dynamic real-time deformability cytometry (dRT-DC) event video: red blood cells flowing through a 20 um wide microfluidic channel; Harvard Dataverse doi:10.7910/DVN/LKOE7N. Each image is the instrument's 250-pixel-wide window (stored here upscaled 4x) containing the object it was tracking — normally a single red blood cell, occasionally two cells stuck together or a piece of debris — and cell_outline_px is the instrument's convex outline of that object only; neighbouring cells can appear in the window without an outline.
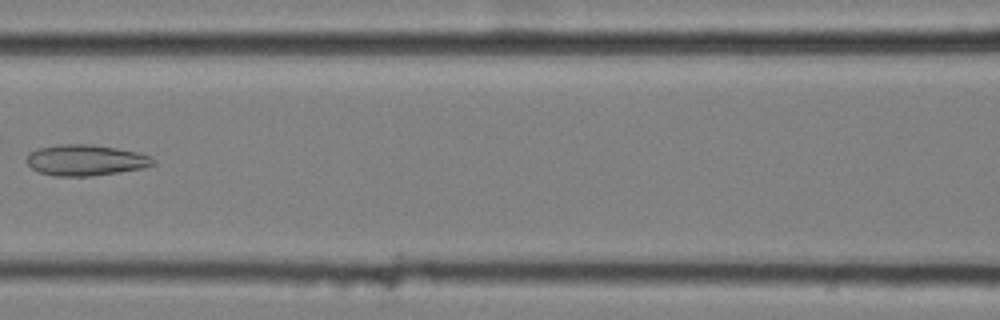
{"species": "common noctule bat (a hibernating species)", "species_latin": "Nyctalus noctula", "temperature_condition": "cold", "stored_images_in_passage": 8, "camera_frame_rate_fps": 3000, "um_per_image_px": 0.085, "animal": {"sex": "female", "body_mass_g": 25.1}, "frame": {"image": 1, "passage_image": 8, "time_ms": 2.333, "image_size_px": [1000, 320], "cell_outline_px": [[156, 164], [144, 168], [120, 172], [92, 176], [56, 176], [40, 172], [32, 168], [24, 160], [28, 152], [36, 148], [56, 144], [92, 144], [116, 148], [136, 152], [148, 156], [156, 160]], "centroid_in_image_um": [7.24, 13.61], "position_along_channel_um": 159.4, "area_um2": 23.06}}